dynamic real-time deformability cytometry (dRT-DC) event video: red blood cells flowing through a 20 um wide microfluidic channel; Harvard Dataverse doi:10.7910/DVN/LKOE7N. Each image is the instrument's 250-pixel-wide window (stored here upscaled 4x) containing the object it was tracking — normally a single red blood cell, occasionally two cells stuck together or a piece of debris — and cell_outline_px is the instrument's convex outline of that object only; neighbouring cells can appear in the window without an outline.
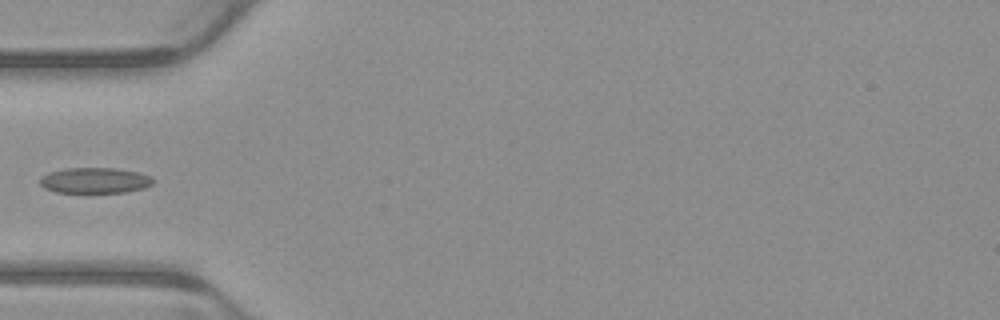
{"species": "common noctule bat (a hibernating species)", "species_latin": "Nyctalus noctula", "temperature_condition": "warm", "stored_images_in_passage": 6, "camera_frame_rate_fps": 3000, "um_per_image_px": 0.085, "animal": {"sex": "male", "body_mass_g": 23.1, "forearm_length_mm": 52.7}, "frame": {"image": 1, "passage_image": 5, "time_ms": 1.333, "image_size_px": [1000, 320], "cell_outline_px": [[156, 180], [152, 184], [144, 188], [124, 192], [56, 192], [44, 188], [40, 184], [40, 176], [48, 172], [68, 168], [112, 168], [136, 172], [152, 176]], "centroid_in_image_um": [8.06, 15.33], "position_along_channel_um": 76.9, "area_um2": 16.88}}
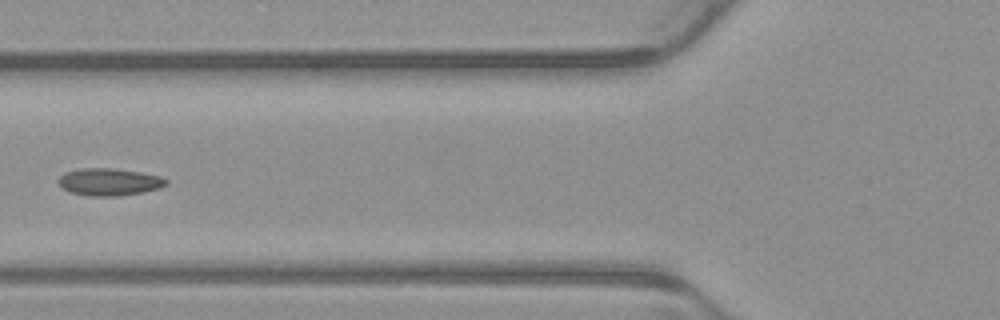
{"frame": {"image": 2, "passage_image": 6, "time_ms": 1.667, "image_size_px": [1000, 320], "cell_outline_px": [[168, 184], [160, 188], [144, 192], [116, 196], [88, 196], [68, 192], [60, 188], [56, 180], [64, 172], [84, 168], [112, 168], [140, 172], [160, 176], [168, 180]], "centroid_in_image_um": [9.24, 15.47], "position_along_channel_um": 116.6, "area_um2": 17.4}}